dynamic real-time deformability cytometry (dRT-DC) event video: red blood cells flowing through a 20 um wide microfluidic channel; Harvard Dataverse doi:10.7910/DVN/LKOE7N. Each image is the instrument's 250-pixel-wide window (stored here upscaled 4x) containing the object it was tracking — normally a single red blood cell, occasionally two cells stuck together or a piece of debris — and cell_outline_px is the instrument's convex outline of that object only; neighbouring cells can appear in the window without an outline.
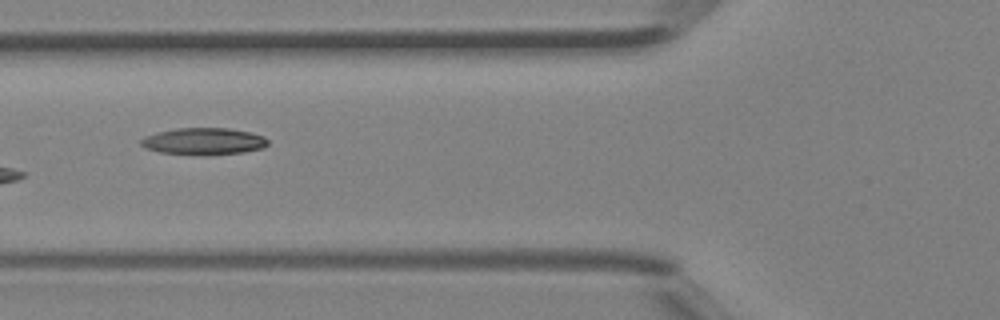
{"species": "Egyptian fruit bat (a non-hibernating species)", "species_latin": "Rousettus aegyptiacus", "temperature_condition": "room temperature", "stored_images_in_passage": 5, "camera_frame_rate_fps": 3000, "um_per_image_px": 0.085, "animal": {"sex": "female"}, "frame": {"image": 1, "passage_image": 4, "time_ms": 1.0, "image_size_px": [1000, 320], "cell_outline_px": [[268, 144], [264, 148], [244, 152], [208, 156], [160, 152], [144, 148], [140, 144], [140, 140], [144, 136], [176, 128], [228, 128], [252, 132], [264, 136], [268, 140]], "centroid_in_image_um": [17.34, 12.02], "position_along_channel_um": 108.5, "area_um2": 20.17}}
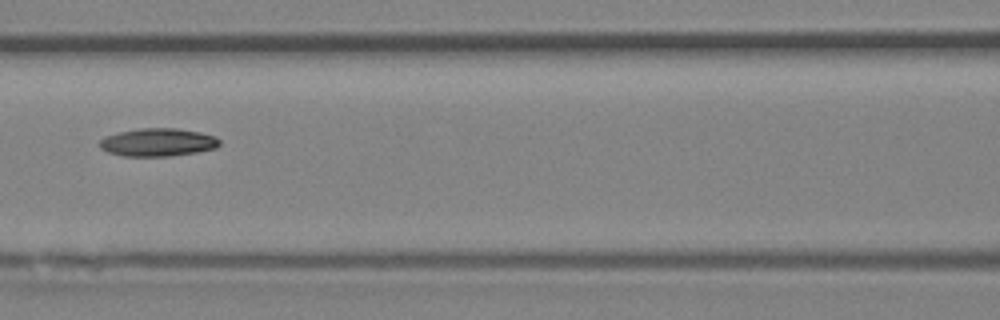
{"frame": {"image": 2, "passage_image": 5, "time_ms": 1.333, "image_size_px": [1000, 320], "cell_outline_px": [[220, 144], [216, 148], [196, 152], [172, 156], [124, 156], [108, 152], [100, 148], [96, 144], [104, 136], [120, 132], [140, 128], [176, 128], [200, 132], [216, 136], [220, 140]], "centroid_in_image_um": [13.4, 12.09], "position_along_channel_um": 153.2, "area_um2": 19.71}}